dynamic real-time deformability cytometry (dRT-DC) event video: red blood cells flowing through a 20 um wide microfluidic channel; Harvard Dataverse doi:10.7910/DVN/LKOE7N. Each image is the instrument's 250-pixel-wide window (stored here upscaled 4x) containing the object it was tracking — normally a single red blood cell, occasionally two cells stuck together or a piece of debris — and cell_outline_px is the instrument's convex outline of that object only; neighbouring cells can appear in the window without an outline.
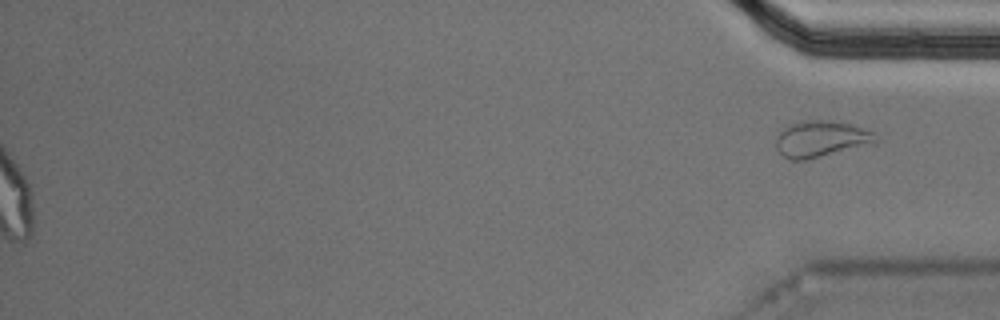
{"species": "Egyptian fruit bat (a non-hibernating species)", "species_latin": "Rousettus aegyptiacus", "temperature_condition": "cold", "stored_images_in_passage": 57, "segment_of_instrument_passage": [2, 2], "camera_frame_rate_fps": 3000, "um_per_image_px": 0.085, "animal": {"sex": "male"}, "frame": {"image": 1, "passage_image": 57, "time_ms": 18.667, "image_size_px": [1000, 320], "cell_outline_px": [[880, 140], [876, 144], [804, 160], [788, 160], [776, 148], [776, 136], [784, 128], [800, 120], [828, 120], [856, 124], [876, 132]], "centroid_in_image_um": [69.89, 11.8], "position_along_channel_um": 365.3, "area_um2": 21.68}}